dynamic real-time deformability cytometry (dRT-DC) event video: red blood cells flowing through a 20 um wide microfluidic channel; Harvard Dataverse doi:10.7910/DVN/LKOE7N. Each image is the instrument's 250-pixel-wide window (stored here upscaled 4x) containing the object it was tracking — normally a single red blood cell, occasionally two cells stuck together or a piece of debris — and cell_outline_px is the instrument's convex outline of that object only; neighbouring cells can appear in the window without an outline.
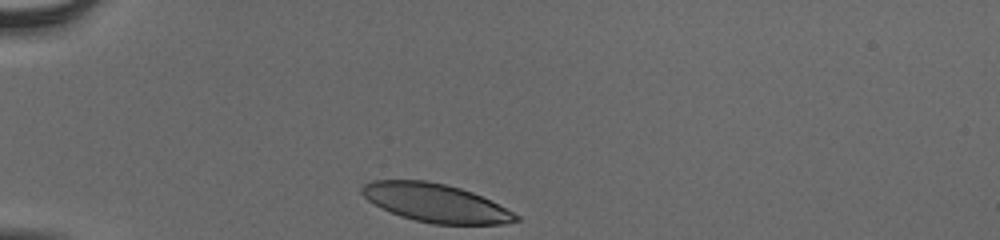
{"species": "human", "species_latin": "Homo sapiens", "temperature_condition": "cold", "stored_images_in_passage": 31, "camera_frame_rate_fps": 3000, "um_per_image_px": 0.085, "donor": {"sex": "male"}, "frame": {"image": 1, "passage_image": 1, "time_ms": 0.0, "image_size_px": [1000, 240], "cell_outline_px": [[520, 220], [504, 224], [432, 224], [400, 216], [380, 208], [368, 200], [360, 192], [360, 188], [364, 184], [372, 180], [424, 180], [444, 184], [460, 188], [472, 192], [520, 216]], "centroid_in_image_um": [36.97, 17.25], "position_along_channel_um": 48.0, "area_um2": 34.16}}
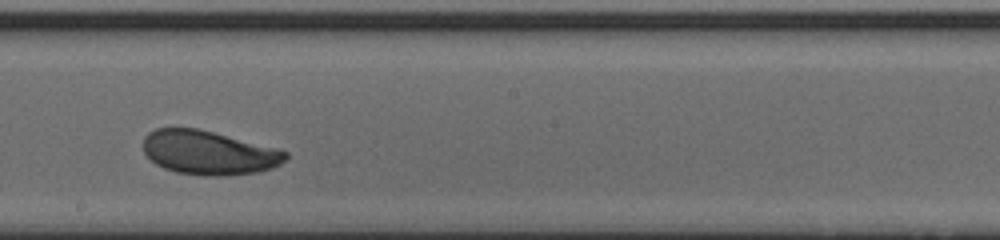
{"frame": {"image": 2, "passage_image": 18, "time_ms": 5.667, "image_size_px": [1000, 240], "cell_outline_px": [[288, 156], [280, 164], [272, 168], [256, 172], [224, 176], [208, 176], [176, 172], [164, 168], [156, 164], [144, 152], [144, 136], [148, 132], [156, 128], [196, 128], [276, 148], [288, 152]], "centroid_in_image_um": [17.73, 12.98], "position_along_channel_um": 230.5, "area_um2": 36.18}}
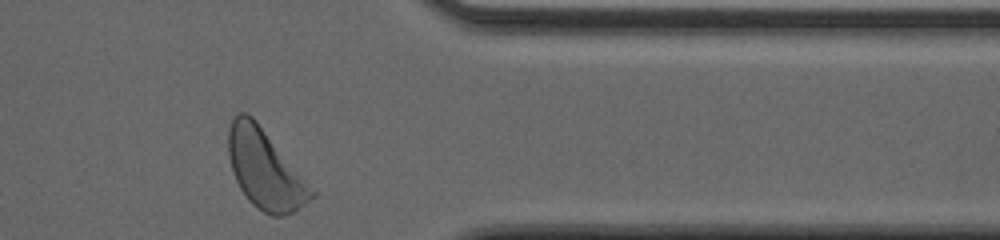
{"frame": {"image": 3, "passage_image": 31, "time_ms": 10.0, "image_size_px": [1000, 240], "cell_outline_px": [[316, 196], [292, 212], [284, 216], [272, 216], [264, 212], [252, 204], [248, 200], [240, 188], [236, 180], [228, 156], [228, 128], [232, 116], [236, 112], [248, 112], [256, 120], [316, 188]], "centroid_in_image_um": [22.56, 14.36], "position_along_channel_um": 388.8, "area_um2": 38.96}, "authors_computed_cell_mechanics": {"area_um2": 36.2406, "velocity_mm_per_s": 3.8436, "shape_relaxation_time_tau1_ms": 1.903, "shape_relaxation_time_tau2_ms": 2.897, "deformation_change_tau1": 0.1071, "deformation_change_tau2": 0.0834}}